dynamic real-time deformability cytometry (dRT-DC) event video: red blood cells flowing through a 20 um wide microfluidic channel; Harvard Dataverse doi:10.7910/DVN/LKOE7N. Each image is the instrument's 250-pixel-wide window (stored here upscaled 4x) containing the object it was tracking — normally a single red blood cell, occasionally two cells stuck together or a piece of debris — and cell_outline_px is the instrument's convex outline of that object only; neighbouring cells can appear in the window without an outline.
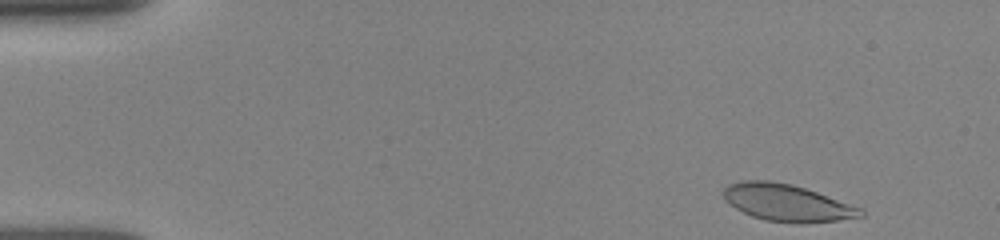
{"species": "human", "species_latin": "Homo sapiens", "temperature_condition": "room temperature", "stored_images_in_passage": 20, "camera_frame_rate_fps": 3000, "um_per_image_px": 0.085, "donor": {"sex": "female"}, "frame": {"image": 1, "passage_image": 2, "time_ms": 0.333, "image_size_px": [1000, 240], "cell_outline_px": [[864, 216], [836, 220], [764, 220], [752, 216], [736, 208], [724, 200], [724, 188], [728, 184], [740, 180], [772, 180], [792, 184], [864, 208]], "centroid_in_image_um": [66.85, 17.17], "position_along_channel_um": 18.1, "area_um2": 28.61}}
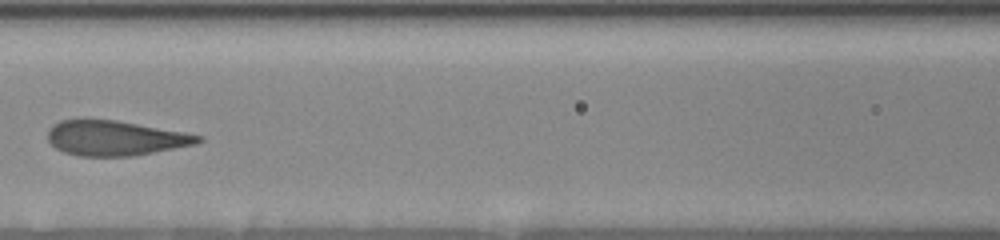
{"frame": {"image": 2, "passage_image": 14, "time_ms": 6.667, "image_size_px": [1000, 240], "cell_outline_px": [[204, 140], [196, 144], [132, 156], [80, 156], [64, 152], [56, 148], [48, 140], [48, 128], [52, 124], [60, 120], [84, 116], [116, 120], [184, 132], [204, 136]], "centroid_in_image_um": [9.73, 11.7], "position_along_channel_um": 156.9, "area_um2": 31.27}}
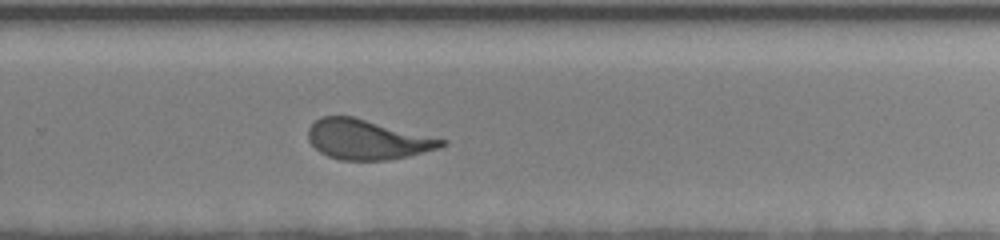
{"frame": {"image": 3, "passage_image": 20, "time_ms": 10.333, "image_size_px": [1000, 240], "cell_outline_px": [[448, 144], [440, 148], [408, 156], [388, 160], [340, 160], [328, 156], [320, 152], [308, 140], [308, 128], [320, 116], [352, 116], [448, 140]], "centroid_in_image_um": [31.23, 11.86], "position_along_channel_um": 298.6, "area_um2": 30.98}}